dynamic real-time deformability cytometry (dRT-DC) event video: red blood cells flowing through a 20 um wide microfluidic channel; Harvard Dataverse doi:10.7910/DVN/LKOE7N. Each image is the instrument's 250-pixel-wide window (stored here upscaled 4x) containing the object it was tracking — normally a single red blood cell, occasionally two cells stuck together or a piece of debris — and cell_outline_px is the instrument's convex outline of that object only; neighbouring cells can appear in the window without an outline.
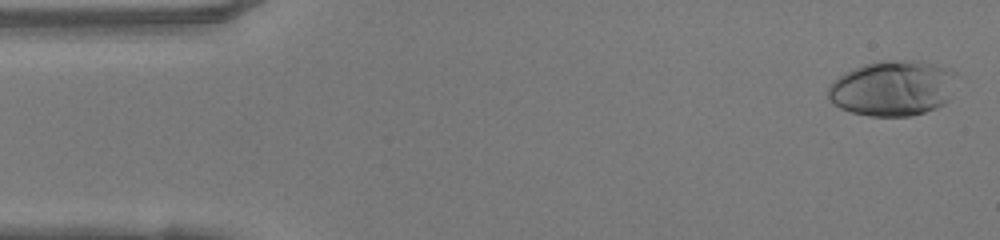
{"species": "human", "species_latin": "Homo sapiens", "temperature_condition": "warm", "stored_images_in_passage": 47, "camera_frame_rate_fps": 3000, "um_per_image_px": 0.085, "donor": {"sex": "female"}, "frame": {"image": 1, "passage_image": 2, "time_ms": 0.333, "image_size_px": [1000, 240], "cell_outline_px": [[956, 72], [948, 100], [944, 104], [936, 108], [912, 116], [868, 116], [852, 112], [840, 108], [832, 104], [828, 96], [828, 88], [840, 76], [864, 64], [880, 60], [912, 60], [936, 64], [948, 68]], "centroid_in_image_um": [75.88, 7.5], "position_along_channel_um": 9.1, "area_um2": 41.27}}
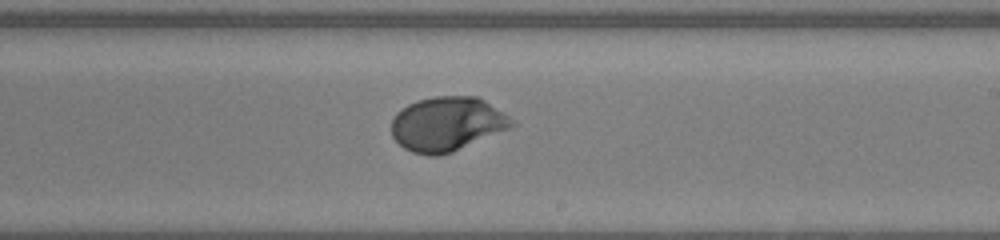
{"frame": {"image": 2, "passage_image": 28, "time_ms": 9.0, "image_size_px": [1000, 240], "cell_outline_px": [[520, 124], [452, 152], [440, 156], [428, 156], [412, 152], [404, 148], [392, 136], [392, 120], [396, 112], [408, 104], [416, 100], [436, 96], [480, 96]], "centroid_in_image_um": [38.03, 10.53], "position_along_channel_um": 251.0, "area_um2": 38.38}}
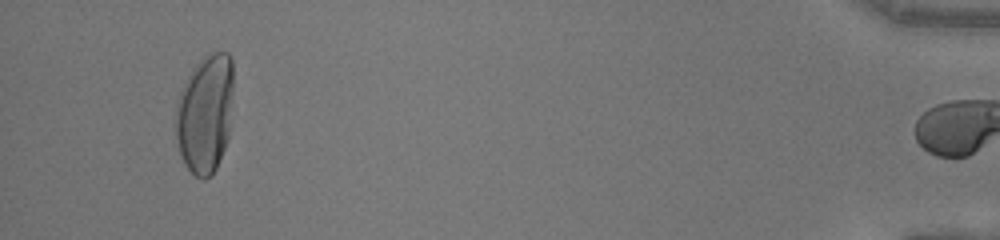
{"frame": {"image": 3, "passage_image": 46, "time_ms": 15.0, "image_size_px": [1000, 240], "cell_outline_px": [[232, 88], [228, 140], [216, 168], [212, 176], [204, 180], [200, 180], [184, 164], [180, 152], [176, 136], [176, 112], [180, 96], [196, 64], [204, 56], [212, 52], [228, 52], [232, 56]], "centroid_in_image_um": [17.46, 9.7], "position_along_channel_um": 417.7, "area_um2": 39.3}, "authors_computed_cell_mechanics": {"area_um2": 37.1654, "velocity_mm_per_s": 4.1662, "shape_relaxation_time_tau1_ms": 3.9232, "shape_relaxation_time_tau2_ms": null, "deformation_change_tau1": 0.239, "deformation_change_tau2": null}}